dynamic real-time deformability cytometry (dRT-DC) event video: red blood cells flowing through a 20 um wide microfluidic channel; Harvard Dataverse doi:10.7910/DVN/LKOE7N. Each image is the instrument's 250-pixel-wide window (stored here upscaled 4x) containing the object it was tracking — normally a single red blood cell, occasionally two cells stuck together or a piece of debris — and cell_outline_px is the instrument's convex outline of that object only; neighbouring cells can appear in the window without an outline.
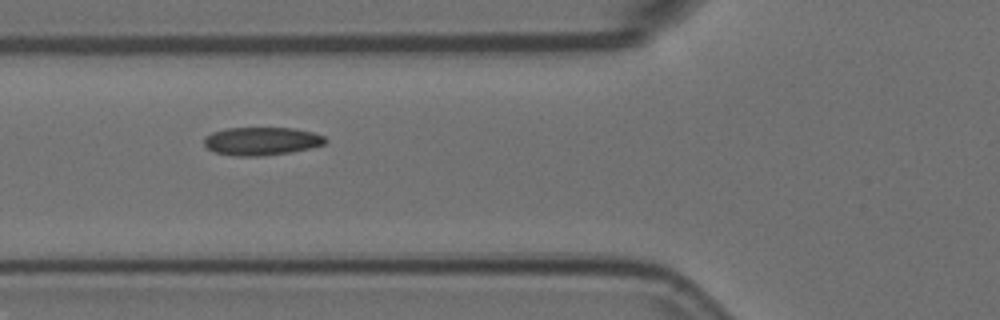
{"species": "Egyptian fruit bat (a non-hibernating species)", "species_latin": "Rousettus aegyptiacus", "temperature_condition": "room temperature", "stored_images_in_passage": 4, "camera_frame_rate_fps": 3000, "um_per_image_px": 0.085, "animal": {"sex": "female"}, "frame": {"image": 1, "passage_image": 2, "time_ms": 0.333, "image_size_px": [1000, 320], "cell_outline_px": [[328, 140], [324, 144], [292, 152], [260, 156], [236, 156], [216, 152], [208, 148], [204, 144], [204, 136], [212, 132], [228, 128], [292, 128], [312, 132], [324, 136]], "centroid_in_image_um": [22.22, 11.99], "position_along_channel_um": 103.6, "area_um2": 19.77}}
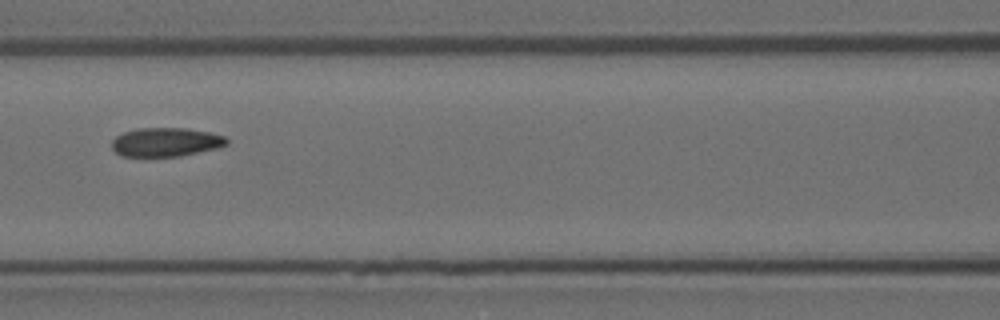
{"frame": {"image": 2, "passage_image": 3, "time_ms": 0.667, "image_size_px": [1000, 320], "cell_outline_px": [[228, 144], [220, 148], [180, 156], [120, 156], [112, 148], [112, 140], [116, 136], [124, 132], [136, 128], [188, 128], [208, 132], [224, 136], [228, 140]], "centroid_in_image_um": [14.11, 12.08], "position_along_channel_um": 152.5, "area_um2": 19.42}}
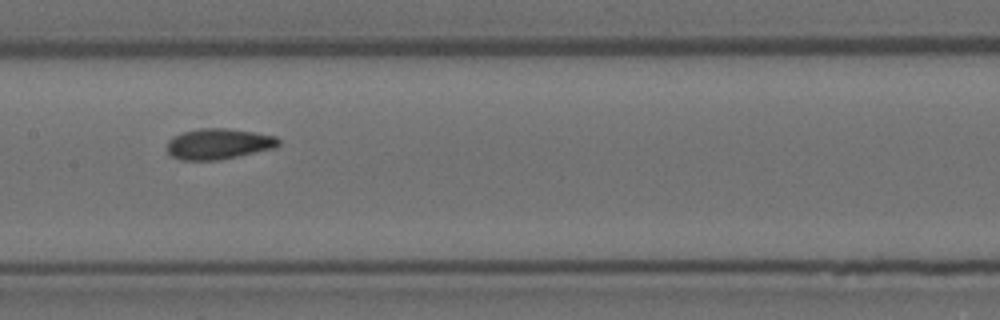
{"frame": {"image": 3, "passage_image": 4, "time_ms": 1.0, "image_size_px": [1000, 320], "cell_outline_px": [[280, 144], [276, 148], [216, 160], [180, 160], [172, 156], [168, 152], [168, 140], [172, 136], [184, 132], [200, 128], [224, 128], [252, 132], [276, 136], [280, 140]], "centroid_in_image_um": [18.58, 12.23], "position_along_channel_um": 188.8, "area_um2": 19.83}}